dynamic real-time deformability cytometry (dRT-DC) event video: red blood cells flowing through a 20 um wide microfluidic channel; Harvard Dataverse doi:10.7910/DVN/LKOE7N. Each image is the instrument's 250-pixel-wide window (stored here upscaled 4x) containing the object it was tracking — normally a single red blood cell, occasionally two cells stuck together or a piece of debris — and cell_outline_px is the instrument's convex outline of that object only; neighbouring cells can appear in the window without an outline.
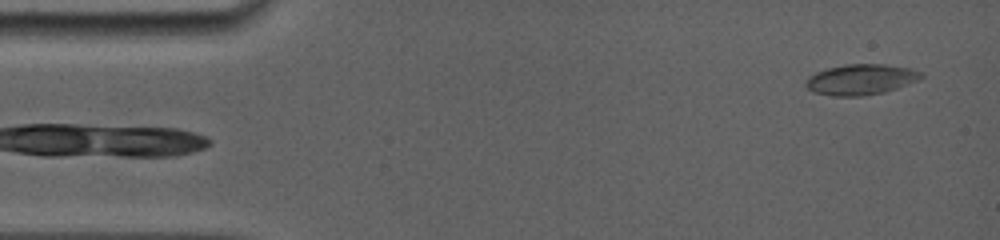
{"species": "common noctule bat (a hibernating species)", "species_latin": "Nyctalus noctula", "temperature_condition": "room temperature", "stored_images_in_passage": 54, "camera_frame_rate_fps": 5000, "um_per_image_px": 0.085, "animal": {"sex": "female", "body_mass_g": 19.0, "forearm_length_mm": 56.7}, "frame": {"image": 1, "passage_image": 3, "time_ms": 0.6, "image_size_px": [1000, 240], "cell_outline_px": [[924, 76], [916, 80], [896, 88], [884, 92], [864, 96], [832, 96], [812, 92], [804, 84], [808, 76], [816, 72], [828, 68], [844, 64], [884, 64], [912, 68], [924, 72]], "centroid_in_image_um": [73.16, 6.75], "position_along_channel_um": 11.8, "area_um2": 20.69}}
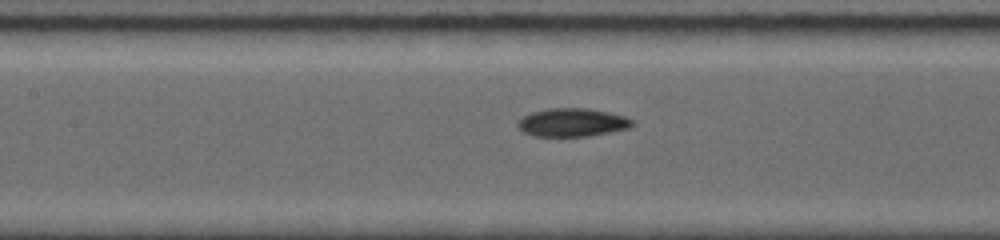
{"frame": {"image": 2, "passage_image": 25, "time_ms": 7.0, "image_size_px": [1000, 240], "cell_outline_px": [[636, 124], [628, 128], [612, 132], [588, 136], [532, 136], [516, 128], [516, 120], [532, 112], [548, 108], [588, 108], [608, 112], [624, 116], [632, 120]], "centroid_in_image_um": [48.61, 10.41], "position_along_channel_um": 158.8, "area_um2": 19.07}}
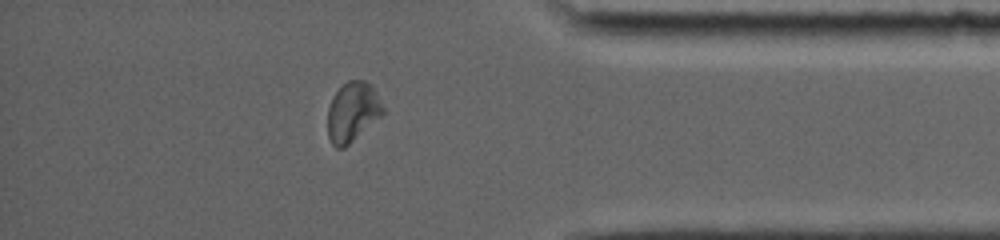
{"frame": {"image": 3, "passage_image": 47, "time_ms": 13.6, "image_size_px": [1000, 240], "cell_outline_px": [[384, 112], [380, 116], [344, 148], [336, 148], [332, 144], [328, 136], [328, 108], [332, 96], [348, 80], [364, 80], [372, 84], [384, 108]], "centroid_in_image_um": [29.95, 9.49], "position_along_channel_um": 405.2, "area_um2": 19.02}, "authors_computed_cell_mechanics": {"area_um2": 19.2185, "velocity_mm_per_s": 3.8944, "shape_relaxation_time_tau1_ms": 5.6679, "shape_relaxation_time_tau2_ms": 4.0216, "deformation_change_tau1": 0.1297, "deformation_change_tau2": 0.0813}}